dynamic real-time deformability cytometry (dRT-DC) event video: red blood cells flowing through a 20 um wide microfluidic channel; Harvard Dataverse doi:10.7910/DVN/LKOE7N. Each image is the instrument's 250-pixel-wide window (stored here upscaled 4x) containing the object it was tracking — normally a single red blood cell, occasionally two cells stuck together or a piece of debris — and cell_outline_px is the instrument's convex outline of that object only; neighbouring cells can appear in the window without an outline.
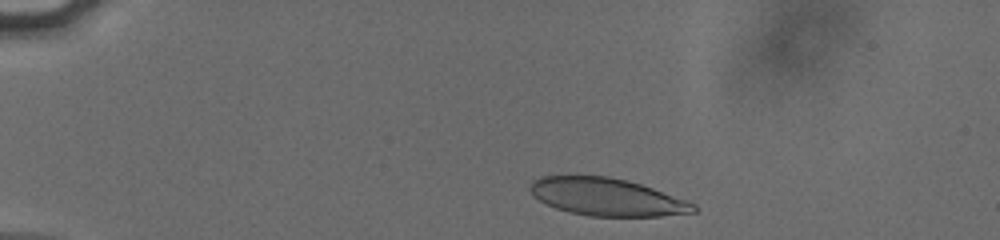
{"species": "human", "species_latin": "Homo sapiens", "temperature_condition": "cold", "stored_images_in_passage": 39, "camera_frame_rate_fps": 3000, "um_per_image_px": 0.085, "donor": {"sex": "male"}, "frame": {"image": 1, "passage_image": 3, "time_ms": 0.667, "image_size_px": [1000, 240], "cell_outline_px": [[696, 212], [660, 216], [588, 216], [568, 212], [556, 208], [540, 200], [528, 188], [532, 180], [540, 176], [608, 176], [640, 184], [688, 200], [696, 204]], "centroid_in_image_um": [51.59, 16.74], "position_along_channel_um": 33.4, "area_um2": 35.6}}
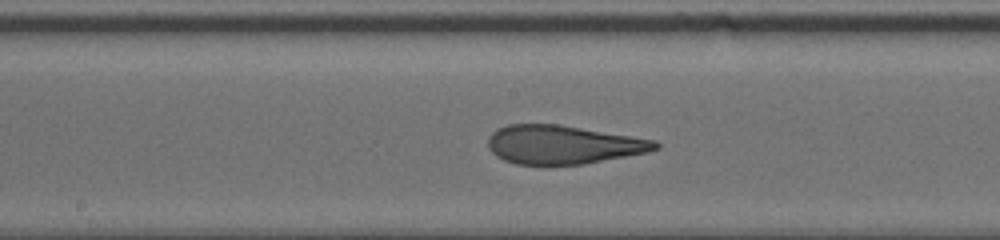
{"frame": {"image": 2, "passage_image": 22, "time_ms": 7.0, "image_size_px": [1000, 240], "cell_outline_px": [[660, 148], [648, 152], [584, 164], [516, 164], [504, 160], [496, 156], [492, 152], [488, 144], [488, 140], [492, 132], [508, 124], [556, 124], [656, 140], [660, 144]], "centroid_in_image_um": [47.87, 12.3], "position_along_channel_um": 200.3, "area_um2": 37.34}}
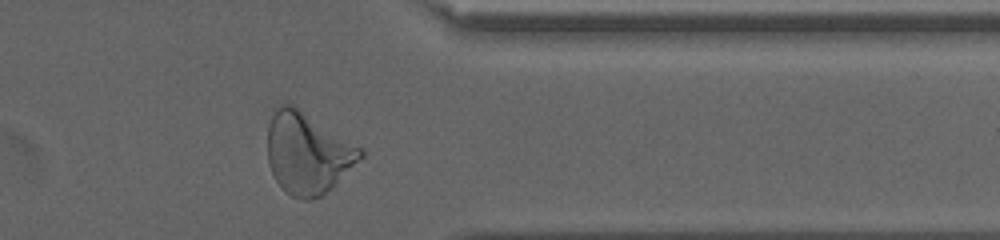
{"frame": {"image": 3, "passage_image": 37, "time_ms": 12.0, "image_size_px": [1000, 240], "cell_outline_px": [[364, 156], [320, 196], [312, 200], [304, 200], [292, 196], [284, 192], [276, 180], [268, 164], [268, 124], [276, 108], [280, 104], [292, 104], [364, 148]], "centroid_in_image_um": [26.14, 13.0], "position_along_channel_um": 385.3, "area_um2": 43.7}, "authors_computed_cell_mechanics": {"area_um2": 38.3214, "velocity_mm_per_s": 3.8104, "shape_relaxation_time_tau1_ms": 11.2464, "shape_relaxation_time_tau2_ms": 1.2274, "deformation_change_tau1": 0.3128, "deformation_change_tau2": 0.0907}}